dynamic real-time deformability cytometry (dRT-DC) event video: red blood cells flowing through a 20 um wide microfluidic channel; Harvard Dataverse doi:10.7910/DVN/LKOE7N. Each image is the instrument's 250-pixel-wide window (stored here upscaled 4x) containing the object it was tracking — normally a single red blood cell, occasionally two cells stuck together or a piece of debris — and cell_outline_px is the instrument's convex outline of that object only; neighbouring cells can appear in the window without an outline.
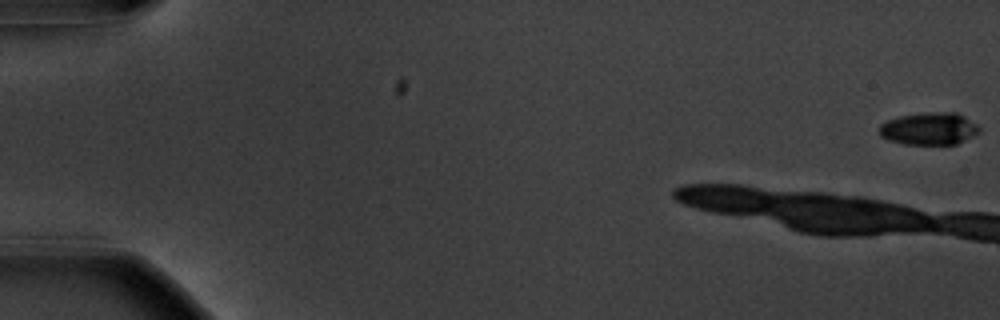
{"species": "common noctule bat (a hibernating species)", "species_latin": "Nyctalus noctula", "temperature_condition": "warm", "stored_images_in_passage": 11, "camera_frame_rate_fps": 3000, "um_per_image_px": 0.085, "animal": {"sex": "male", "body_mass_g": 20.1, "forearm_length_mm": 53.5}, "frame": {"image": 1, "passage_image": 1, "time_ms": 0.0, "image_size_px": [1000, 320], "cell_outline_px": [[980, 132], [956, 144], [904, 144], [888, 140], [880, 136], [880, 124], [888, 120], [900, 116], [928, 112], [956, 112], [964, 116], [976, 124], [980, 128]], "centroid_in_image_um": [78.98, 10.93], "position_along_channel_um": 6.0, "area_um2": 18.79}}